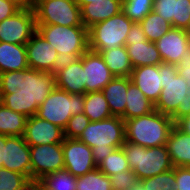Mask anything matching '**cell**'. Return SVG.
I'll list each match as a JSON object with an SVG mask.
<instances>
[{
  "label": "cell",
  "mask_w": 190,
  "mask_h": 190,
  "mask_svg": "<svg viewBox=\"0 0 190 190\" xmlns=\"http://www.w3.org/2000/svg\"><path fill=\"white\" fill-rule=\"evenodd\" d=\"M90 122L101 121L112 117L108 102L102 91L84 94V112Z\"/></svg>",
  "instance_id": "27"
},
{
  "label": "cell",
  "mask_w": 190,
  "mask_h": 190,
  "mask_svg": "<svg viewBox=\"0 0 190 190\" xmlns=\"http://www.w3.org/2000/svg\"><path fill=\"white\" fill-rule=\"evenodd\" d=\"M83 112L84 94H69L55 87L39 106L36 116L64 130L72 116Z\"/></svg>",
  "instance_id": "6"
},
{
  "label": "cell",
  "mask_w": 190,
  "mask_h": 190,
  "mask_svg": "<svg viewBox=\"0 0 190 190\" xmlns=\"http://www.w3.org/2000/svg\"><path fill=\"white\" fill-rule=\"evenodd\" d=\"M92 149V156L98 166L114 149L122 147L125 139V121L112 116L101 121L90 122L77 138Z\"/></svg>",
  "instance_id": "2"
},
{
  "label": "cell",
  "mask_w": 190,
  "mask_h": 190,
  "mask_svg": "<svg viewBox=\"0 0 190 190\" xmlns=\"http://www.w3.org/2000/svg\"><path fill=\"white\" fill-rule=\"evenodd\" d=\"M105 64L115 77H130L133 67L131 65L126 46L99 51Z\"/></svg>",
  "instance_id": "26"
},
{
  "label": "cell",
  "mask_w": 190,
  "mask_h": 190,
  "mask_svg": "<svg viewBox=\"0 0 190 190\" xmlns=\"http://www.w3.org/2000/svg\"><path fill=\"white\" fill-rule=\"evenodd\" d=\"M90 123L89 118L84 113L72 116L63 130L65 138H78Z\"/></svg>",
  "instance_id": "37"
},
{
  "label": "cell",
  "mask_w": 190,
  "mask_h": 190,
  "mask_svg": "<svg viewBox=\"0 0 190 190\" xmlns=\"http://www.w3.org/2000/svg\"><path fill=\"white\" fill-rule=\"evenodd\" d=\"M76 190H112L110 177L98 168L76 177Z\"/></svg>",
  "instance_id": "31"
},
{
  "label": "cell",
  "mask_w": 190,
  "mask_h": 190,
  "mask_svg": "<svg viewBox=\"0 0 190 190\" xmlns=\"http://www.w3.org/2000/svg\"><path fill=\"white\" fill-rule=\"evenodd\" d=\"M38 181L42 190H76V177L66 169L48 173Z\"/></svg>",
  "instance_id": "30"
},
{
  "label": "cell",
  "mask_w": 190,
  "mask_h": 190,
  "mask_svg": "<svg viewBox=\"0 0 190 190\" xmlns=\"http://www.w3.org/2000/svg\"><path fill=\"white\" fill-rule=\"evenodd\" d=\"M148 41L140 23L134 22L128 32L125 42Z\"/></svg>",
  "instance_id": "44"
},
{
  "label": "cell",
  "mask_w": 190,
  "mask_h": 190,
  "mask_svg": "<svg viewBox=\"0 0 190 190\" xmlns=\"http://www.w3.org/2000/svg\"><path fill=\"white\" fill-rule=\"evenodd\" d=\"M134 22L122 11L88 29L89 49L95 52L125 46V41Z\"/></svg>",
  "instance_id": "7"
},
{
  "label": "cell",
  "mask_w": 190,
  "mask_h": 190,
  "mask_svg": "<svg viewBox=\"0 0 190 190\" xmlns=\"http://www.w3.org/2000/svg\"><path fill=\"white\" fill-rule=\"evenodd\" d=\"M176 0H154L153 11L169 21L173 27V16H175Z\"/></svg>",
  "instance_id": "40"
},
{
  "label": "cell",
  "mask_w": 190,
  "mask_h": 190,
  "mask_svg": "<svg viewBox=\"0 0 190 190\" xmlns=\"http://www.w3.org/2000/svg\"><path fill=\"white\" fill-rule=\"evenodd\" d=\"M139 23L150 42H156L172 28V24L169 21L153 10Z\"/></svg>",
  "instance_id": "29"
},
{
  "label": "cell",
  "mask_w": 190,
  "mask_h": 190,
  "mask_svg": "<svg viewBox=\"0 0 190 190\" xmlns=\"http://www.w3.org/2000/svg\"><path fill=\"white\" fill-rule=\"evenodd\" d=\"M23 138L29 146L63 143V129L36 115L27 119Z\"/></svg>",
  "instance_id": "16"
},
{
  "label": "cell",
  "mask_w": 190,
  "mask_h": 190,
  "mask_svg": "<svg viewBox=\"0 0 190 190\" xmlns=\"http://www.w3.org/2000/svg\"><path fill=\"white\" fill-rule=\"evenodd\" d=\"M130 77H114L101 91L103 92L113 116L121 117L125 113Z\"/></svg>",
  "instance_id": "22"
},
{
  "label": "cell",
  "mask_w": 190,
  "mask_h": 190,
  "mask_svg": "<svg viewBox=\"0 0 190 190\" xmlns=\"http://www.w3.org/2000/svg\"><path fill=\"white\" fill-rule=\"evenodd\" d=\"M177 65V73L186 80L188 89L186 96H190V45L181 55V60Z\"/></svg>",
  "instance_id": "41"
},
{
  "label": "cell",
  "mask_w": 190,
  "mask_h": 190,
  "mask_svg": "<svg viewBox=\"0 0 190 190\" xmlns=\"http://www.w3.org/2000/svg\"><path fill=\"white\" fill-rule=\"evenodd\" d=\"M30 180L23 174L0 167V190H19Z\"/></svg>",
  "instance_id": "35"
},
{
  "label": "cell",
  "mask_w": 190,
  "mask_h": 190,
  "mask_svg": "<svg viewBox=\"0 0 190 190\" xmlns=\"http://www.w3.org/2000/svg\"><path fill=\"white\" fill-rule=\"evenodd\" d=\"M141 182L147 190H176L175 167Z\"/></svg>",
  "instance_id": "34"
},
{
  "label": "cell",
  "mask_w": 190,
  "mask_h": 190,
  "mask_svg": "<svg viewBox=\"0 0 190 190\" xmlns=\"http://www.w3.org/2000/svg\"><path fill=\"white\" fill-rule=\"evenodd\" d=\"M165 146L174 167H190V135L174 125Z\"/></svg>",
  "instance_id": "21"
},
{
  "label": "cell",
  "mask_w": 190,
  "mask_h": 190,
  "mask_svg": "<svg viewBox=\"0 0 190 190\" xmlns=\"http://www.w3.org/2000/svg\"><path fill=\"white\" fill-rule=\"evenodd\" d=\"M155 43L164 63L178 64L190 45V34L189 31L172 27Z\"/></svg>",
  "instance_id": "18"
},
{
  "label": "cell",
  "mask_w": 190,
  "mask_h": 190,
  "mask_svg": "<svg viewBox=\"0 0 190 190\" xmlns=\"http://www.w3.org/2000/svg\"><path fill=\"white\" fill-rule=\"evenodd\" d=\"M97 168L109 177L120 172L130 171V166L122 147L114 149L101 161Z\"/></svg>",
  "instance_id": "32"
},
{
  "label": "cell",
  "mask_w": 190,
  "mask_h": 190,
  "mask_svg": "<svg viewBox=\"0 0 190 190\" xmlns=\"http://www.w3.org/2000/svg\"><path fill=\"white\" fill-rule=\"evenodd\" d=\"M91 1H98V0H75V2L80 6V8L85 4L91 3Z\"/></svg>",
  "instance_id": "51"
},
{
  "label": "cell",
  "mask_w": 190,
  "mask_h": 190,
  "mask_svg": "<svg viewBox=\"0 0 190 190\" xmlns=\"http://www.w3.org/2000/svg\"><path fill=\"white\" fill-rule=\"evenodd\" d=\"M176 190H190V167H175Z\"/></svg>",
  "instance_id": "42"
},
{
  "label": "cell",
  "mask_w": 190,
  "mask_h": 190,
  "mask_svg": "<svg viewBox=\"0 0 190 190\" xmlns=\"http://www.w3.org/2000/svg\"><path fill=\"white\" fill-rule=\"evenodd\" d=\"M122 149L130 170L136 174L139 180L153 177L174 168L165 145L145 148L125 141Z\"/></svg>",
  "instance_id": "5"
},
{
  "label": "cell",
  "mask_w": 190,
  "mask_h": 190,
  "mask_svg": "<svg viewBox=\"0 0 190 190\" xmlns=\"http://www.w3.org/2000/svg\"><path fill=\"white\" fill-rule=\"evenodd\" d=\"M36 31L34 10L25 6L0 22V42L26 44Z\"/></svg>",
  "instance_id": "10"
},
{
  "label": "cell",
  "mask_w": 190,
  "mask_h": 190,
  "mask_svg": "<svg viewBox=\"0 0 190 190\" xmlns=\"http://www.w3.org/2000/svg\"><path fill=\"white\" fill-rule=\"evenodd\" d=\"M13 2H16L20 6V0H11Z\"/></svg>",
  "instance_id": "52"
},
{
  "label": "cell",
  "mask_w": 190,
  "mask_h": 190,
  "mask_svg": "<svg viewBox=\"0 0 190 190\" xmlns=\"http://www.w3.org/2000/svg\"><path fill=\"white\" fill-rule=\"evenodd\" d=\"M129 190H147V189L144 188L143 183L141 182V180H139L136 184L130 187Z\"/></svg>",
  "instance_id": "49"
},
{
  "label": "cell",
  "mask_w": 190,
  "mask_h": 190,
  "mask_svg": "<svg viewBox=\"0 0 190 190\" xmlns=\"http://www.w3.org/2000/svg\"><path fill=\"white\" fill-rule=\"evenodd\" d=\"M21 83V70L0 74V93H16Z\"/></svg>",
  "instance_id": "38"
},
{
  "label": "cell",
  "mask_w": 190,
  "mask_h": 190,
  "mask_svg": "<svg viewBox=\"0 0 190 190\" xmlns=\"http://www.w3.org/2000/svg\"><path fill=\"white\" fill-rule=\"evenodd\" d=\"M175 123L170 116L156 110L125 120V139L128 142L152 148L166 145Z\"/></svg>",
  "instance_id": "3"
},
{
  "label": "cell",
  "mask_w": 190,
  "mask_h": 190,
  "mask_svg": "<svg viewBox=\"0 0 190 190\" xmlns=\"http://www.w3.org/2000/svg\"><path fill=\"white\" fill-rule=\"evenodd\" d=\"M21 7L11 0H0V22L13 16Z\"/></svg>",
  "instance_id": "43"
},
{
  "label": "cell",
  "mask_w": 190,
  "mask_h": 190,
  "mask_svg": "<svg viewBox=\"0 0 190 190\" xmlns=\"http://www.w3.org/2000/svg\"><path fill=\"white\" fill-rule=\"evenodd\" d=\"M82 24L89 29L122 11V0L91 1L80 8Z\"/></svg>",
  "instance_id": "20"
},
{
  "label": "cell",
  "mask_w": 190,
  "mask_h": 190,
  "mask_svg": "<svg viewBox=\"0 0 190 190\" xmlns=\"http://www.w3.org/2000/svg\"><path fill=\"white\" fill-rule=\"evenodd\" d=\"M56 88L69 94H85L84 68L80 58L63 60L55 72Z\"/></svg>",
  "instance_id": "17"
},
{
  "label": "cell",
  "mask_w": 190,
  "mask_h": 190,
  "mask_svg": "<svg viewBox=\"0 0 190 190\" xmlns=\"http://www.w3.org/2000/svg\"><path fill=\"white\" fill-rule=\"evenodd\" d=\"M80 59L84 68L85 93L101 91L115 77L99 52L88 49Z\"/></svg>",
  "instance_id": "15"
},
{
  "label": "cell",
  "mask_w": 190,
  "mask_h": 190,
  "mask_svg": "<svg viewBox=\"0 0 190 190\" xmlns=\"http://www.w3.org/2000/svg\"><path fill=\"white\" fill-rule=\"evenodd\" d=\"M158 74L162 75V90L154 104L155 110L171 117L178 106H184L186 90L188 89L187 83L185 79L178 75L176 64L160 63Z\"/></svg>",
  "instance_id": "8"
},
{
  "label": "cell",
  "mask_w": 190,
  "mask_h": 190,
  "mask_svg": "<svg viewBox=\"0 0 190 190\" xmlns=\"http://www.w3.org/2000/svg\"><path fill=\"white\" fill-rule=\"evenodd\" d=\"M2 167L19 172L31 180L30 146L23 136L3 135Z\"/></svg>",
  "instance_id": "14"
},
{
  "label": "cell",
  "mask_w": 190,
  "mask_h": 190,
  "mask_svg": "<svg viewBox=\"0 0 190 190\" xmlns=\"http://www.w3.org/2000/svg\"><path fill=\"white\" fill-rule=\"evenodd\" d=\"M125 46L133 68L163 62L155 42H125Z\"/></svg>",
  "instance_id": "24"
},
{
  "label": "cell",
  "mask_w": 190,
  "mask_h": 190,
  "mask_svg": "<svg viewBox=\"0 0 190 190\" xmlns=\"http://www.w3.org/2000/svg\"><path fill=\"white\" fill-rule=\"evenodd\" d=\"M154 0H122V12L133 22H140L152 11Z\"/></svg>",
  "instance_id": "33"
},
{
  "label": "cell",
  "mask_w": 190,
  "mask_h": 190,
  "mask_svg": "<svg viewBox=\"0 0 190 190\" xmlns=\"http://www.w3.org/2000/svg\"><path fill=\"white\" fill-rule=\"evenodd\" d=\"M36 24L84 26L75 0H41L33 7Z\"/></svg>",
  "instance_id": "9"
},
{
  "label": "cell",
  "mask_w": 190,
  "mask_h": 190,
  "mask_svg": "<svg viewBox=\"0 0 190 190\" xmlns=\"http://www.w3.org/2000/svg\"><path fill=\"white\" fill-rule=\"evenodd\" d=\"M38 0H20V7L30 6L33 7Z\"/></svg>",
  "instance_id": "48"
},
{
  "label": "cell",
  "mask_w": 190,
  "mask_h": 190,
  "mask_svg": "<svg viewBox=\"0 0 190 190\" xmlns=\"http://www.w3.org/2000/svg\"><path fill=\"white\" fill-rule=\"evenodd\" d=\"M31 180L64 169L62 143L30 146Z\"/></svg>",
  "instance_id": "11"
},
{
  "label": "cell",
  "mask_w": 190,
  "mask_h": 190,
  "mask_svg": "<svg viewBox=\"0 0 190 190\" xmlns=\"http://www.w3.org/2000/svg\"><path fill=\"white\" fill-rule=\"evenodd\" d=\"M64 169L79 177L97 168L92 149L77 138H64L62 143Z\"/></svg>",
  "instance_id": "13"
},
{
  "label": "cell",
  "mask_w": 190,
  "mask_h": 190,
  "mask_svg": "<svg viewBox=\"0 0 190 190\" xmlns=\"http://www.w3.org/2000/svg\"><path fill=\"white\" fill-rule=\"evenodd\" d=\"M190 113V96H185L184 106H178L176 112L171 116L174 123Z\"/></svg>",
  "instance_id": "45"
},
{
  "label": "cell",
  "mask_w": 190,
  "mask_h": 190,
  "mask_svg": "<svg viewBox=\"0 0 190 190\" xmlns=\"http://www.w3.org/2000/svg\"><path fill=\"white\" fill-rule=\"evenodd\" d=\"M3 163V135H0V167Z\"/></svg>",
  "instance_id": "50"
},
{
  "label": "cell",
  "mask_w": 190,
  "mask_h": 190,
  "mask_svg": "<svg viewBox=\"0 0 190 190\" xmlns=\"http://www.w3.org/2000/svg\"><path fill=\"white\" fill-rule=\"evenodd\" d=\"M126 94L125 113L121 116L124 121L146 115L155 110L154 104L146 98L133 82L128 85Z\"/></svg>",
  "instance_id": "25"
},
{
  "label": "cell",
  "mask_w": 190,
  "mask_h": 190,
  "mask_svg": "<svg viewBox=\"0 0 190 190\" xmlns=\"http://www.w3.org/2000/svg\"><path fill=\"white\" fill-rule=\"evenodd\" d=\"M112 190H129L139 181L136 174L130 170L110 176Z\"/></svg>",
  "instance_id": "39"
},
{
  "label": "cell",
  "mask_w": 190,
  "mask_h": 190,
  "mask_svg": "<svg viewBox=\"0 0 190 190\" xmlns=\"http://www.w3.org/2000/svg\"><path fill=\"white\" fill-rule=\"evenodd\" d=\"M37 31L56 49L61 60L80 58L89 49L85 26L36 24Z\"/></svg>",
  "instance_id": "4"
},
{
  "label": "cell",
  "mask_w": 190,
  "mask_h": 190,
  "mask_svg": "<svg viewBox=\"0 0 190 190\" xmlns=\"http://www.w3.org/2000/svg\"><path fill=\"white\" fill-rule=\"evenodd\" d=\"M173 28L190 30V0H176Z\"/></svg>",
  "instance_id": "36"
},
{
  "label": "cell",
  "mask_w": 190,
  "mask_h": 190,
  "mask_svg": "<svg viewBox=\"0 0 190 190\" xmlns=\"http://www.w3.org/2000/svg\"><path fill=\"white\" fill-rule=\"evenodd\" d=\"M130 78L148 100L153 104L157 102L162 90V75L158 74V65L135 67Z\"/></svg>",
  "instance_id": "19"
},
{
  "label": "cell",
  "mask_w": 190,
  "mask_h": 190,
  "mask_svg": "<svg viewBox=\"0 0 190 190\" xmlns=\"http://www.w3.org/2000/svg\"><path fill=\"white\" fill-rule=\"evenodd\" d=\"M26 50L29 68L55 73L62 63L56 49L38 31L26 43Z\"/></svg>",
  "instance_id": "12"
},
{
  "label": "cell",
  "mask_w": 190,
  "mask_h": 190,
  "mask_svg": "<svg viewBox=\"0 0 190 190\" xmlns=\"http://www.w3.org/2000/svg\"><path fill=\"white\" fill-rule=\"evenodd\" d=\"M175 125L183 132H185L186 134L190 135V113L179 119Z\"/></svg>",
  "instance_id": "46"
},
{
  "label": "cell",
  "mask_w": 190,
  "mask_h": 190,
  "mask_svg": "<svg viewBox=\"0 0 190 190\" xmlns=\"http://www.w3.org/2000/svg\"><path fill=\"white\" fill-rule=\"evenodd\" d=\"M27 119L0 102V135L23 136Z\"/></svg>",
  "instance_id": "28"
},
{
  "label": "cell",
  "mask_w": 190,
  "mask_h": 190,
  "mask_svg": "<svg viewBox=\"0 0 190 190\" xmlns=\"http://www.w3.org/2000/svg\"><path fill=\"white\" fill-rule=\"evenodd\" d=\"M27 68L26 44L0 42V74Z\"/></svg>",
  "instance_id": "23"
},
{
  "label": "cell",
  "mask_w": 190,
  "mask_h": 190,
  "mask_svg": "<svg viewBox=\"0 0 190 190\" xmlns=\"http://www.w3.org/2000/svg\"><path fill=\"white\" fill-rule=\"evenodd\" d=\"M19 190H42V188L38 180H30Z\"/></svg>",
  "instance_id": "47"
},
{
  "label": "cell",
  "mask_w": 190,
  "mask_h": 190,
  "mask_svg": "<svg viewBox=\"0 0 190 190\" xmlns=\"http://www.w3.org/2000/svg\"><path fill=\"white\" fill-rule=\"evenodd\" d=\"M56 87L55 73L32 68L21 70V83L15 93H0V102L26 117L36 115L39 106Z\"/></svg>",
  "instance_id": "1"
}]
</instances>
